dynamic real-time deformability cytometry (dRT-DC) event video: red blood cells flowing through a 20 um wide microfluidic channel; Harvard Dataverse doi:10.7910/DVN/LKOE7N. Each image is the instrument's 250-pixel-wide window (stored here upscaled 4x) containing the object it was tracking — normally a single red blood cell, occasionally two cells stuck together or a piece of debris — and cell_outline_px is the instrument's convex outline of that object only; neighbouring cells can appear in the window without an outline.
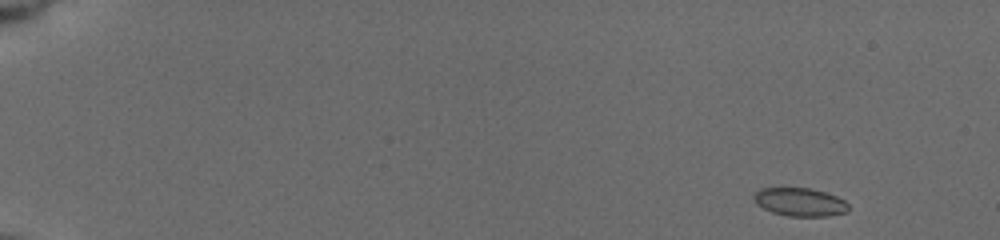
{"species": "common noctule bat (a hibernating species)", "species_latin": "Nyctalus noctula", "temperature_condition": "cold", "stored_images_in_passage": 52, "camera_frame_rate_fps": 3000, "um_per_image_px": 0.085, "animal": {"sex": "female", "body_mass_g": 19.5, "forearm_length_mm": 54.1}, "frame": {"image": 1, "passage_image": 1, "time_ms": 0.0, "image_size_px": [1000, 240], "cell_outline_px": [[848, 212], [828, 216], [788, 216], [772, 212], [756, 204], [752, 196], [760, 188], [808, 188], [824, 192], [836, 196], [844, 200], [848, 204]], "centroid_in_image_um": [67.99, 17.18], "position_along_channel_um": 17.0, "area_um2": 15.55}}
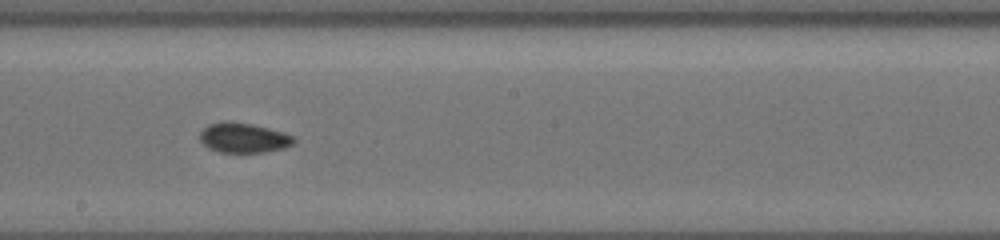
{"frame": {"image": 2, "passage_image": 30, "time_ms": 9.667, "image_size_px": [1000, 240], "cell_outline_px": [[296, 140], [292, 144], [284, 148], [264, 152], [220, 152], [208, 148], [200, 140], [200, 132], [208, 124], [224, 120], [232, 120], [252, 124], [284, 132], [292, 136]], "centroid_in_image_um": [20.68, 11.69], "position_along_channel_um": 227.5, "area_um2": 16.47}}
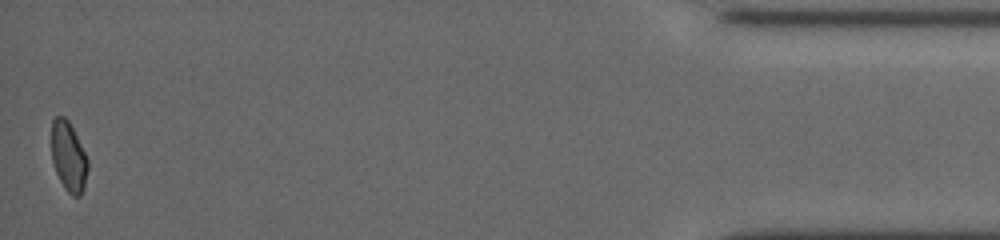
{"frame": {"image": 3, "passage_image": 52, "time_ms": 17.0, "image_size_px": [1000, 240], "cell_outline_px": [[88, 168], [84, 188], [80, 196], [72, 196], [64, 188], [56, 172], [52, 160], [52, 120], [56, 116], [64, 116], [68, 120], [88, 160]], "centroid_in_image_um": [5.82, 13.34], "position_along_channel_um": 429.4, "area_um2": 14.57}, "authors_computed_cell_mechanics": {"area_um2": 15.6927, "velocity_mm_per_s": 3.769, "shape_relaxation_time_tau1_ms": 4.6274, "shape_relaxation_time_tau2_ms": 2.062, "deformation_change_tau1": 0.0976, "deformation_change_tau2": 0.0513}}